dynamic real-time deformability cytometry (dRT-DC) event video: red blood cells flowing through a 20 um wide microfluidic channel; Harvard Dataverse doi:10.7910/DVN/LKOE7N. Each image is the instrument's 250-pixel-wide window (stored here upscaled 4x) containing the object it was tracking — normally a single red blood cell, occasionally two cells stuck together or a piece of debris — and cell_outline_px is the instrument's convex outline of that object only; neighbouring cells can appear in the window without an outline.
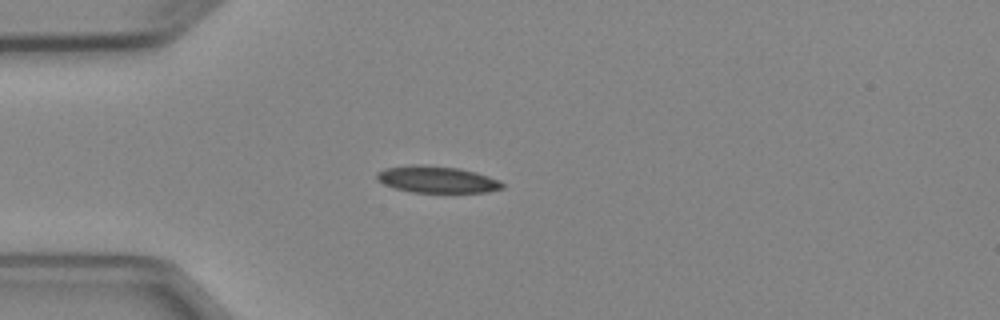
{"species": "Egyptian fruit bat (a non-hibernating species)", "species_latin": "Rousettus aegyptiacus", "temperature_condition": "cold", "stored_images_in_passage": 3, "camera_frame_rate_fps": 3000, "um_per_image_px": 0.085, "animal": {"sex": "female"}, "frame": {"image": 1, "passage_image": 3, "time_ms": 2.333, "image_size_px": [1000, 320], "cell_outline_px": [[504, 188], [488, 192], [412, 192], [396, 188], [384, 184], [376, 180], [376, 172], [384, 168], [412, 164], [424, 164], [460, 168], [476, 172], [500, 180], [504, 184]], "centroid_in_image_um": [37.13, 15.24], "position_along_channel_um": 47.9, "area_um2": 19.77}}